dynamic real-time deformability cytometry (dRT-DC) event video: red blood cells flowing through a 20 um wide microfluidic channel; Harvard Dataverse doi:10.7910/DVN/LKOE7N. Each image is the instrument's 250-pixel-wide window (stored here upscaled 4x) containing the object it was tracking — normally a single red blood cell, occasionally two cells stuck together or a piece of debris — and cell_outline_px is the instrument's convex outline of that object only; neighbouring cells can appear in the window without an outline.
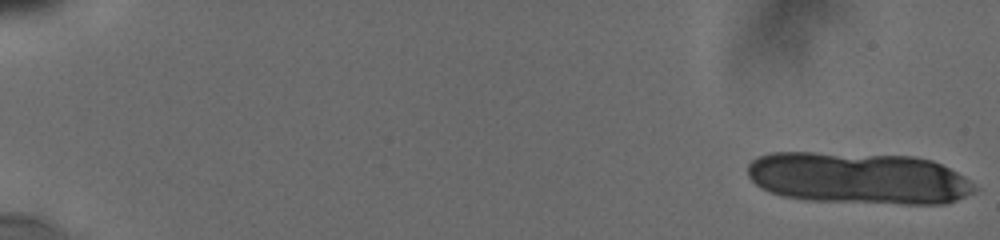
{"species": "human", "species_latin": "Homo sapiens", "temperature_condition": "cold", "stored_images_in_passage": 19, "camera_frame_rate_fps": 3000, "um_per_image_px": 0.085, "donor": {"sex": "male"}, "frame": {"image": 1, "passage_image": 1, "time_ms": 0.0, "image_size_px": [1000, 240], "cell_outline_px": [[976, 188], [972, 192], [956, 200], [944, 204], [904, 204], [804, 200], [784, 196], [772, 192], [756, 184], [748, 176], [748, 164], [752, 160], [760, 156], [772, 152], [812, 152], [912, 156], [932, 160], [956, 172], [968, 180]], "centroid_in_image_um": [72.95, 15.14], "position_along_channel_um": 12.1, "area_um2": 68.26}}